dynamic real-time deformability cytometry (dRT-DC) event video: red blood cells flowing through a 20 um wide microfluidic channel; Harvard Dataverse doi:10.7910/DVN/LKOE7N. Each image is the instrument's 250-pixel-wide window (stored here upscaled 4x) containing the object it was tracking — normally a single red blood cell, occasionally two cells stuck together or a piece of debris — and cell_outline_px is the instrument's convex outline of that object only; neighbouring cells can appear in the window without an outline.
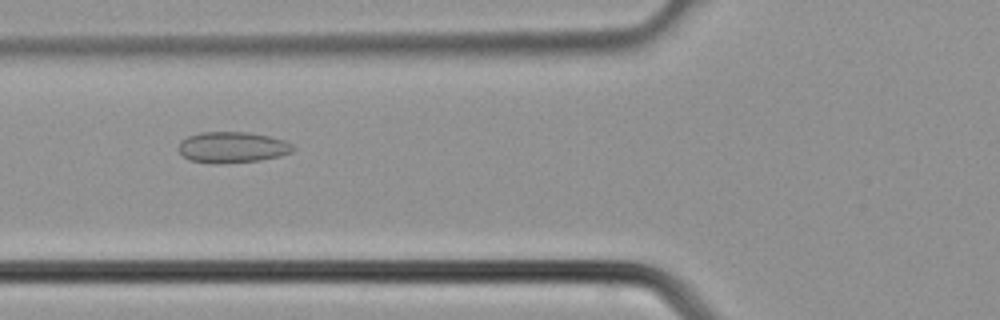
{"species": "common noctule bat (a hibernating species)", "species_latin": "Nyctalus noctula", "temperature_condition": "cold", "stored_images_in_passage": 30, "camera_frame_rate_fps": 3000, "um_per_image_px": 0.085, "animal": {"sex": "male", "body_mass_g": 21.5, "forearm_length_mm": 52.0}, "frame": {"image": 1, "passage_image": 7, "time_ms": 2.0, "image_size_px": [1000, 320], "cell_outline_px": [[296, 148], [292, 152], [280, 156], [260, 160], [216, 164], [188, 160], [176, 148], [180, 140], [188, 136], [200, 132], [248, 132], [268, 136], [284, 140], [292, 144]], "centroid_in_image_um": [19.72, 12.52], "position_along_channel_um": 106.1, "area_um2": 20.87}}
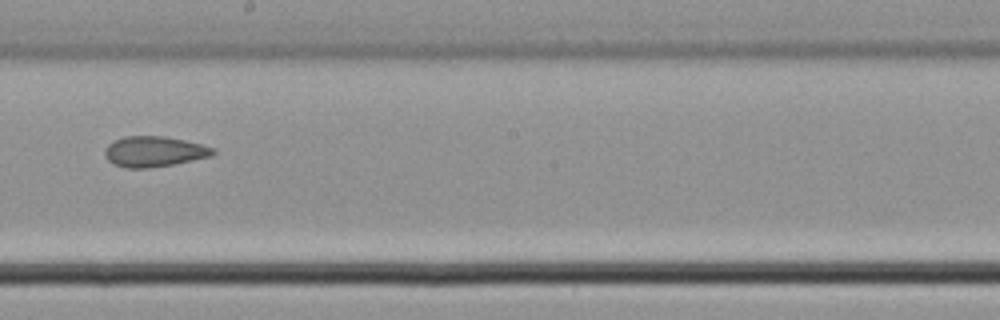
{"frame": {"image": 2, "passage_image": 14, "time_ms": 4.333, "image_size_px": [1000, 320], "cell_outline_px": [[216, 152], [212, 156], [172, 164], [148, 168], [124, 168], [112, 164], [104, 156], [104, 148], [112, 140], [124, 136], [164, 136], [184, 140], [216, 148]], "centroid_in_image_um": [13.05, 12.88], "position_along_channel_um": 235.1, "area_um2": 19.42}}
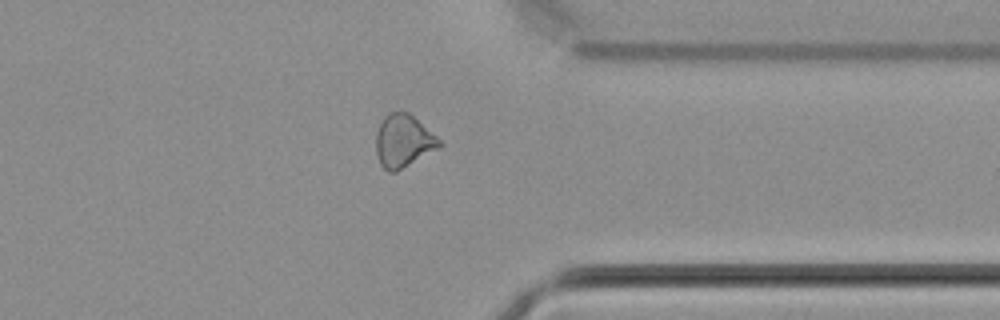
{"frame": {"image": 3, "passage_image": 22, "time_ms": 7.0, "image_size_px": [1000, 320], "cell_outline_px": [[444, 144], [440, 148], [396, 172], [388, 172], [380, 164], [376, 152], [376, 132], [384, 116], [392, 112], [408, 112], [436, 136]], "centroid_in_image_um": [34.29, 12.01], "position_along_channel_um": 377.1, "area_um2": 19.42}}